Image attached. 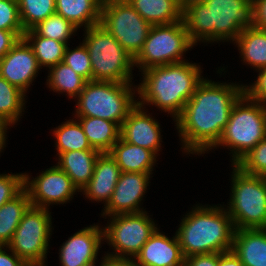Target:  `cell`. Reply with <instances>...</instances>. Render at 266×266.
I'll return each instance as SVG.
<instances>
[{"instance_id":"6da1fadb","label":"cell","mask_w":266,"mask_h":266,"mask_svg":"<svg viewBox=\"0 0 266 266\" xmlns=\"http://www.w3.org/2000/svg\"><path fill=\"white\" fill-rule=\"evenodd\" d=\"M226 83L205 78L175 120L184 153L201 155L218 143L233 105L244 94V85Z\"/></svg>"},{"instance_id":"7a4b0ae2","label":"cell","mask_w":266,"mask_h":266,"mask_svg":"<svg viewBox=\"0 0 266 266\" xmlns=\"http://www.w3.org/2000/svg\"><path fill=\"white\" fill-rule=\"evenodd\" d=\"M190 40L234 42L243 29L254 26L253 0H205L182 11Z\"/></svg>"},{"instance_id":"3957f363","label":"cell","mask_w":266,"mask_h":266,"mask_svg":"<svg viewBox=\"0 0 266 266\" xmlns=\"http://www.w3.org/2000/svg\"><path fill=\"white\" fill-rule=\"evenodd\" d=\"M199 64L186 61L154 66L142 71L141 83L134 86L140 106L155 105L175 121L198 85L204 80ZM149 103V104H148Z\"/></svg>"},{"instance_id":"277c9868","label":"cell","mask_w":266,"mask_h":266,"mask_svg":"<svg viewBox=\"0 0 266 266\" xmlns=\"http://www.w3.org/2000/svg\"><path fill=\"white\" fill-rule=\"evenodd\" d=\"M199 205L182 218L176 231L184 258L231 251L236 229L226 208Z\"/></svg>"},{"instance_id":"5b68a950","label":"cell","mask_w":266,"mask_h":266,"mask_svg":"<svg viewBox=\"0 0 266 266\" xmlns=\"http://www.w3.org/2000/svg\"><path fill=\"white\" fill-rule=\"evenodd\" d=\"M266 137L264 104L245 93L236 101L218 143L213 148L228 147L235 165Z\"/></svg>"},{"instance_id":"8992f818","label":"cell","mask_w":266,"mask_h":266,"mask_svg":"<svg viewBox=\"0 0 266 266\" xmlns=\"http://www.w3.org/2000/svg\"><path fill=\"white\" fill-rule=\"evenodd\" d=\"M133 83L88 81L76 97L75 117H95L117 123L120 127L137 104Z\"/></svg>"},{"instance_id":"52a82bcc","label":"cell","mask_w":266,"mask_h":266,"mask_svg":"<svg viewBox=\"0 0 266 266\" xmlns=\"http://www.w3.org/2000/svg\"><path fill=\"white\" fill-rule=\"evenodd\" d=\"M83 43L87 47L92 80L115 83H132L134 58L100 24L84 31Z\"/></svg>"},{"instance_id":"ba28073f","label":"cell","mask_w":266,"mask_h":266,"mask_svg":"<svg viewBox=\"0 0 266 266\" xmlns=\"http://www.w3.org/2000/svg\"><path fill=\"white\" fill-rule=\"evenodd\" d=\"M231 175L227 212L236 230L266 228V179L243 172L236 165Z\"/></svg>"},{"instance_id":"9c48e42d","label":"cell","mask_w":266,"mask_h":266,"mask_svg":"<svg viewBox=\"0 0 266 266\" xmlns=\"http://www.w3.org/2000/svg\"><path fill=\"white\" fill-rule=\"evenodd\" d=\"M194 46L182 20L152 25L141 51L134 58V64L142 72L154 66L183 62L184 53Z\"/></svg>"},{"instance_id":"30bf717a","label":"cell","mask_w":266,"mask_h":266,"mask_svg":"<svg viewBox=\"0 0 266 266\" xmlns=\"http://www.w3.org/2000/svg\"><path fill=\"white\" fill-rule=\"evenodd\" d=\"M51 212L30 206L23 215L7 247L29 266H47V250L52 232Z\"/></svg>"},{"instance_id":"8fae6325","label":"cell","mask_w":266,"mask_h":266,"mask_svg":"<svg viewBox=\"0 0 266 266\" xmlns=\"http://www.w3.org/2000/svg\"><path fill=\"white\" fill-rule=\"evenodd\" d=\"M100 25L135 58L141 51L152 27L127 0L102 4Z\"/></svg>"},{"instance_id":"7c38bea8","label":"cell","mask_w":266,"mask_h":266,"mask_svg":"<svg viewBox=\"0 0 266 266\" xmlns=\"http://www.w3.org/2000/svg\"><path fill=\"white\" fill-rule=\"evenodd\" d=\"M147 214L144 211L110 216L111 221L103 228L104 240H107L105 242H108L115 252L107 254L113 257L135 259L143 245L158 228Z\"/></svg>"},{"instance_id":"4fadbf2b","label":"cell","mask_w":266,"mask_h":266,"mask_svg":"<svg viewBox=\"0 0 266 266\" xmlns=\"http://www.w3.org/2000/svg\"><path fill=\"white\" fill-rule=\"evenodd\" d=\"M24 189L27 191L31 205L49 209L51 204H64L73 199L78 188L68 175L57 165L42 171L33 180L24 174Z\"/></svg>"},{"instance_id":"5bb4252c","label":"cell","mask_w":266,"mask_h":266,"mask_svg":"<svg viewBox=\"0 0 266 266\" xmlns=\"http://www.w3.org/2000/svg\"><path fill=\"white\" fill-rule=\"evenodd\" d=\"M152 173L121 172L103 216L144 212L141 201L147 191Z\"/></svg>"},{"instance_id":"9a60e30c","label":"cell","mask_w":266,"mask_h":266,"mask_svg":"<svg viewBox=\"0 0 266 266\" xmlns=\"http://www.w3.org/2000/svg\"><path fill=\"white\" fill-rule=\"evenodd\" d=\"M40 69L32 47L24 38L0 59V76L25 94Z\"/></svg>"},{"instance_id":"2e32d148","label":"cell","mask_w":266,"mask_h":266,"mask_svg":"<svg viewBox=\"0 0 266 266\" xmlns=\"http://www.w3.org/2000/svg\"><path fill=\"white\" fill-rule=\"evenodd\" d=\"M145 108L137 103L129 111L121 125L120 137L130 144L147 148L159 155L162 142L160 123L150 113H146Z\"/></svg>"},{"instance_id":"e0dca14e","label":"cell","mask_w":266,"mask_h":266,"mask_svg":"<svg viewBox=\"0 0 266 266\" xmlns=\"http://www.w3.org/2000/svg\"><path fill=\"white\" fill-rule=\"evenodd\" d=\"M101 241H104L103 227L97 224L77 231L59 249L61 266H82L96 260Z\"/></svg>"},{"instance_id":"ac0fdd59","label":"cell","mask_w":266,"mask_h":266,"mask_svg":"<svg viewBox=\"0 0 266 266\" xmlns=\"http://www.w3.org/2000/svg\"><path fill=\"white\" fill-rule=\"evenodd\" d=\"M134 260L137 266H184V256L176 233L171 239L158 228Z\"/></svg>"},{"instance_id":"d6986e66","label":"cell","mask_w":266,"mask_h":266,"mask_svg":"<svg viewBox=\"0 0 266 266\" xmlns=\"http://www.w3.org/2000/svg\"><path fill=\"white\" fill-rule=\"evenodd\" d=\"M121 170L109 153H100L93 175L86 186L80 191L92 201H103L106 206L119 180Z\"/></svg>"},{"instance_id":"ffe728a7","label":"cell","mask_w":266,"mask_h":266,"mask_svg":"<svg viewBox=\"0 0 266 266\" xmlns=\"http://www.w3.org/2000/svg\"><path fill=\"white\" fill-rule=\"evenodd\" d=\"M232 251L244 266H266V228L235 230Z\"/></svg>"},{"instance_id":"44dd1931","label":"cell","mask_w":266,"mask_h":266,"mask_svg":"<svg viewBox=\"0 0 266 266\" xmlns=\"http://www.w3.org/2000/svg\"><path fill=\"white\" fill-rule=\"evenodd\" d=\"M109 154L117 162L121 172L151 173L156 165L153 151L124 141L121 137Z\"/></svg>"},{"instance_id":"7402d4cb","label":"cell","mask_w":266,"mask_h":266,"mask_svg":"<svg viewBox=\"0 0 266 266\" xmlns=\"http://www.w3.org/2000/svg\"><path fill=\"white\" fill-rule=\"evenodd\" d=\"M100 152L97 150L70 151L58 155V164L72 183L81 191L90 181L97 158Z\"/></svg>"},{"instance_id":"603a6c76","label":"cell","mask_w":266,"mask_h":266,"mask_svg":"<svg viewBox=\"0 0 266 266\" xmlns=\"http://www.w3.org/2000/svg\"><path fill=\"white\" fill-rule=\"evenodd\" d=\"M79 121L91 147L100 153H109L120 139L121 127L109 120L95 117H75Z\"/></svg>"},{"instance_id":"cb8c5ba5","label":"cell","mask_w":266,"mask_h":266,"mask_svg":"<svg viewBox=\"0 0 266 266\" xmlns=\"http://www.w3.org/2000/svg\"><path fill=\"white\" fill-rule=\"evenodd\" d=\"M56 13L78 29L100 24L102 3L99 0H55Z\"/></svg>"},{"instance_id":"d4e9b609","label":"cell","mask_w":266,"mask_h":266,"mask_svg":"<svg viewBox=\"0 0 266 266\" xmlns=\"http://www.w3.org/2000/svg\"><path fill=\"white\" fill-rule=\"evenodd\" d=\"M151 25H167L182 20L178 0H127Z\"/></svg>"},{"instance_id":"484cf974","label":"cell","mask_w":266,"mask_h":266,"mask_svg":"<svg viewBox=\"0 0 266 266\" xmlns=\"http://www.w3.org/2000/svg\"><path fill=\"white\" fill-rule=\"evenodd\" d=\"M243 63L256 70L266 68V30L256 26L243 29L234 42Z\"/></svg>"},{"instance_id":"4316f807","label":"cell","mask_w":266,"mask_h":266,"mask_svg":"<svg viewBox=\"0 0 266 266\" xmlns=\"http://www.w3.org/2000/svg\"><path fill=\"white\" fill-rule=\"evenodd\" d=\"M30 206L28 193L23 189L16 197L0 207V245H8Z\"/></svg>"},{"instance_id":"83f0119b","label":"cell","mask_w":266,"mask_h":266,"mask_svg":"<svg viewBox=\"0 0 266 266\" xmlns=\"http://www.w3.org/2000/svg\"><path fill=\"white\" fill-rule=\"evenodd\" d=\"M23 38L32 47L41 69L43 67L51 68L59 62H63L64 53L68 44L39 36L33 29L26 31Z\"/></svg>"},{"instance_id":"f1b7e54d","label":"cell","mask_w":266,"mask_h":266,"mask_svg":"<svg viewBox=\"0 0 266 266\" xmlns=\"http://www.w3.org/2000/svg\"><path fill=\"white\" fill-rule=\"evenodd\" d=\"M49 69L46 80L48 87L54 92L67 93L69 98L76 99L87 81L64 62H59Z\"/></svg>"},{"instance_id":"f546056e","label":"cell","mask_w":266,"mask_h":266,"mask_svg":"<svg viewBox=\"0 0 266 266\" xmlns=\"http://www.w3.org/2000/svg\"><path fill=\"white\" fill-rule=\"evenodd\" d=\"M57 154L70 151L95 150L91 147L79 121L67 120L53 130Z\"/></svg>"},{"instance_id":"4dcf8cb0","label":"cell","mask_w":266,"mask_h":266,"mask_svg":"<svg viewBox=\"0 0 266 266\" xmlns=\"http://www.w3.org/2000/svg\"><path fill=\"white\" fill-rule=\"evenodd\" d=\"M25 93L0 76V119L16 124L25 108Z\"/></svg>"},{"instance_id":"1f68e13d","label":"cell","mask_w":266,"mask_h":266,"mask_svg":"<svg viewBox=\"0 0 266 266\" xmlns=\"http://www.w3.org/2000/svg\"><path fill=\"white\" fill-rule=\"evenodd\" d=\"M24 31L32 30L47 17L56 13L55 0H17Z\"/></svg>"},{"instance_id":"d6a6232c","label":"cell","mask_w":266,"mask_h":266,"mask_svg":"<svg viewBox=\"0 0 266 266\" xmlns=\"http://www.w3.org/2000/svg\"><path fill=\"white\" fill-rule=\"evenodd\" d=\"M33 30L39 36L67 44L72 34L77 32L78 28L61 15L54 13L35 26Z\"/></svg>"},{"instance_id":"836d02e7","label":"cell","mask_w":266,"mask_h":266,"mask_svg":"<svg viewBox=\"0 0 266 266\" xmlns=\"http://www.w3.org/2000/svg\"><path fill=\"white\" fill-rule=\"evenodd\" d=\"M63 62L83 77L87 82L92 80L90 55L83 42L73 50H71L67 45Z\"/></svg>"},{"instance_id":"e575fe53","label":"cell","mask_w":266,"mask_h":266,"mask_svg":"<svg viewBox=\"0 0 266 266\" xmlns=\"http://www.w3.org/2000/svg\"><path fill=\"white\" fill-rule=\"evenodd\" d=\"M243 172L266 176V137L236 164Z\"/></svg>"},{"instance_id":"d590c367","label":"cell","mask_w":266,"mask_h":266,"mask_svg":"<svg viewBox=\"0 0 266 266\" xmlns=\"http://www.w3.org/2000/svg\"><path fill=\"white\" fill-rule=\"evenodd\" d=\"M0 30L13 31L20 39L23 38L25 31L17 0H0Z\"/></svg>"},{"instance_id":"8d00e7d4","label":"cell","mask_w":266,"mask_h":266,"mask_svg":"<svg viewBox=\"0 0 266 266\" xmlns=\"http://www.w3.org/2000/svg\"><path fill=\"white\" fill-rule=\"evenodd\" d=\"M24 189V173L0 174V207Z\"/></svg>"},{"instance_id":"74e56055","label":"cell","mask_w":266,"mask_h":266,"mask_svg":"<svg viewBox=\"0 0 266 266\" xmlns=\"http://www.w3.org/2000/svg\"><path fill=\"white\" fill-rule=\"evenodd\" d=\"M256 81L250 85H244V93L252 100L266 105V68L260 69Z\"/></svg>"},{"instance_id":"f35d334b","label":"cell","mask_w":266,"mask_h":266,"mask_svg":"<svg viewBox=\"0 0 266 266\" xmlns=\"http://www.w3.org/2000/svg\"><path fill=\"white\" fill-rule=\"evenodd\" d=\"M184 266H218V253L188 256L184 258Z\"/></svg>"},{"instance_id":"ab89813d","label":"cell","mask_w":266,"mask_h":266,"mask_svg":"<svg viewBox=\"0 0 266 266\" xmlns=\"http://www.w3.org/2000/svg\"><path fill=\"white\" fill-rule=\"evenodd\" d=\"M6 247V249L4 248ZM10 251L11 254L7 253ZM0 266H29L23 259L19 258L10 248L0 245Z\"/></svg>"},{"instance_id":"60d3db41","label":"cell","mask_w":266,"mask_h":266,"mask_svg":"<svg viewBox=\"0 0 266 266\" xmlns=\"http://www.w3.org/2000/svg\"><path fill=\"white\" fill-rule=\"evenodd\" d=\"M254 26L266 30V0H253Z\"/></svg>"},{"instance_id":"b9f144b4","label":"cell","mask_w":266,"mask_h":266,"mask_svg":"<svg viewBox=\"0 0 266 266\" xmlns=\"http://www.w3.org/2000/svg\"><path fill=\"white\" fill-rule=\"evenodd\" d=\"M20 38L13 31L0 30V59L18 42Z\"/></svg>"},{"instance_id":"7bdbcfd3","label":"cell","mask_w":266,"mask_h":266,"mask_svg":"<svg viewBox=\"0 0 266 266\" xmlns=\"http://www.w3.org/2000/svg\"><path fill=\"white\" fill-rule=\"evenodd\" d=\"M218 266H244L240 259L231 250L218 253Z\"/></svg>"},{"instance_id":"ee69618b","label":"cell","mask_w":266,"mask_h":266,"mask_svg":"<svg viewBox=\"0 0 266 266\" xmlns=\"http://www.w3.org/2000/svg\"><path fill=\"white\" fill-rule=\"evenodd\" d=\"M103 259V266H137L134 259L113 257L105 254Z\"/></svg>"},{"instance_id":"f6af8a7d","label":"cell","mask_w":266,"mask_h":266,"mask_svg":"<svg viewBox=\"0 0 266 266\" xmlns=\"http://www.w3.org/2000/svg\"><path fill=\"white\" fill-rule=\"evenodd\" d=\"M12 124L7 121H0V152L4 149L6 146V132L8 130V126H11Z\"/></svg>"},{"instance_id":"bcb514c9","label":"cell","mask_w":266,"mask_h":266,"mask_svg":"<svg viewBox=\"0 0 266 266\" xmlns=\"http://www.w3.org/2000/svg\"><path fill=\"white\" fill-rule=\"evenodd\" d=\"M205 0H178L179 7L181 11L184 9L190 7L191 5L195 3H203Z\"/></svg>"},{"instance_id":"7dc6e473","label":"cell","mask_w":266,"mask_h":266,"mask_svg":"<svg viewBox=\"0 0 266 266\" xmlns=\"http://www.w3.org/2000/svg\"><path fill=\"white\" fill-rule=\"evenodd\" d=\"M95 261H96V260L90 261V262H88V263H85V264L82 265V266H97V265H95V264H96ZM101 261H102V262H100V263H101L100 266H103V260H101Z\"/></svg>"},{"instance_id":"c3c4849f","label":"cell","mask_w":266,"mask_h":266,"mask_svg":"<svg viewBox=\"0 0 266 266\" xmlns=\"http://www.w3.org/2000/svg\"><path fill=\"white\" fill-rule=\"evenodd\" d=\"M102 4L108 1H113V0H99Z\"/></svg>"}]
</instances>
